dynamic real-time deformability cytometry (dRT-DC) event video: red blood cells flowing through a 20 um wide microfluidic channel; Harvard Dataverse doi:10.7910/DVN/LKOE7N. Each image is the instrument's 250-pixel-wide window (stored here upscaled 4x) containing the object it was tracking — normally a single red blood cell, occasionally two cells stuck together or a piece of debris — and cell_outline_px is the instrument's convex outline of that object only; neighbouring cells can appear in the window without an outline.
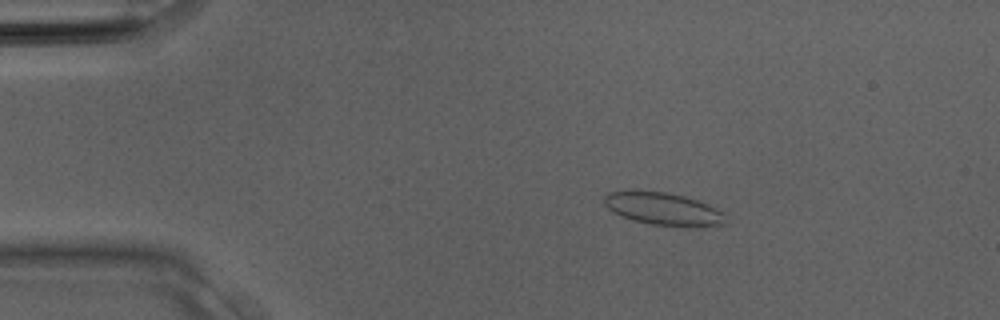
{"species": "Egyptian fruit bat (a non-hibernating species)", "species_latin": "Rousettus aegyptiacus", "temperature_condition": "room temperature", "stored_images_in_passage": 32, "camera_frame_rate_fps": 3000, "um_per_image_px": 0.085, "animal": {"sex": "male"}, "frame": {"image": 1, "passage_image": 5, "time_ms": 1.333, "image_size_px": [1000, 320], "cell_outline_px": [[724, 224], [652, 224], [632, 220], [620, 216], [612, 212], [604, 204], [604, 196], [608, 192], [636, 188], [668, 192], [684, 196], [708, 204], [716, 208], [720, 212], [724, 220]], "centroid_in_image_um": [56.18, 17.66], "position_along_channel_um": 28.8, "area_um2": 22.6}}
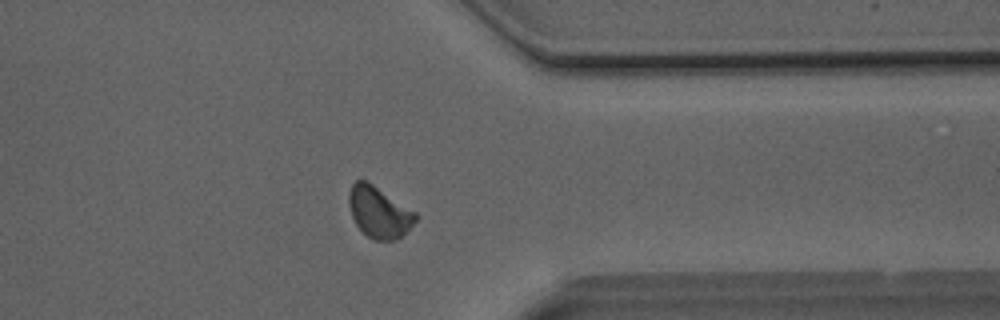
{"frame": {"image": 2, "passage_image": 25, "time_ms": 8.0, "image_size_px": [1000, 320], "cell_outline_px": [[420, 216], [396, 240], [372, 240], [356, 224], [352, 216], [348, 204], [348, 192], [352, 184], [356, 180], [368, 180], [416, 212]], "centroid_in_image_um": [32.2, 18.0], "position_along_channel_um": 379.2, "area_um2": 19.94}}
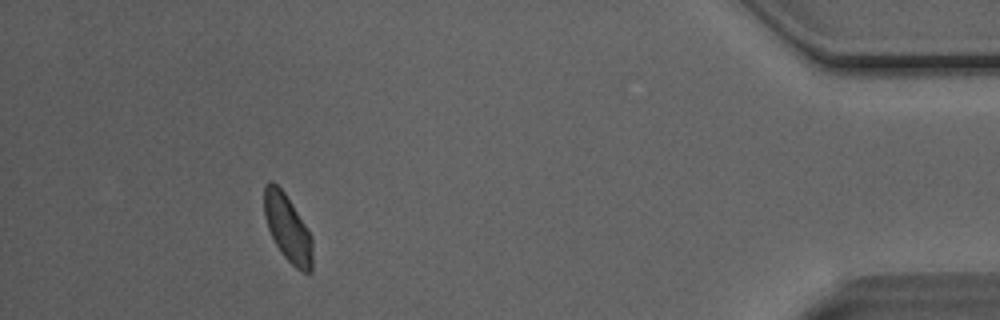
{"frame": {"image": 3, "passage_image": 29, "time_ms": 9.333, "image_size_px": [1000, 320], "cell_outline_px": [[312, 272], [304, 272], [296, 268], [280, 252], [268, 228], [264, 216], [264, 184], [268, 180], [272, 180], [284, 192], [292, 204], [312, 236]], "centroid_in_image_um": [24.44, 19.37], "position_along_channel_um": 410.8, "area_um2": 18.79}}